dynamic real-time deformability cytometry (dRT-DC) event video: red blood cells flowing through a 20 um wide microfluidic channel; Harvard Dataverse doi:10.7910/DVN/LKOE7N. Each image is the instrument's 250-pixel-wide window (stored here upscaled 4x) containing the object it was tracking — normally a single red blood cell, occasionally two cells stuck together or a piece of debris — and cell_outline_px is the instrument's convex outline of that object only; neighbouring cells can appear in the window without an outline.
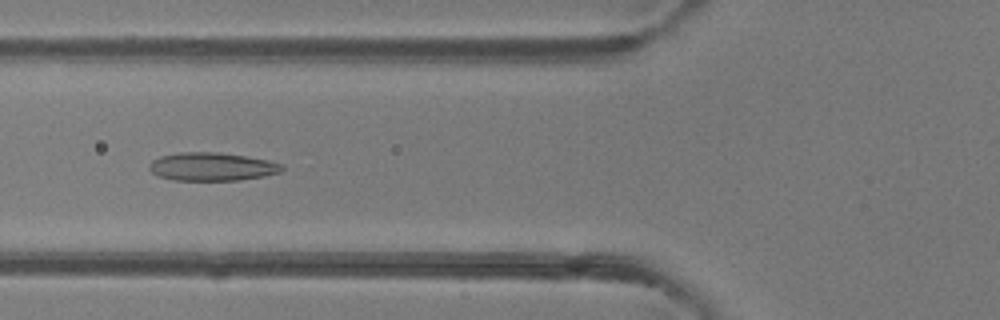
{"species": "common noctule bat (a hibernating species)", "species_latin": "Nyctalus noctula", "temperature_condition": "room temperature", "stored_images_in_passage": 48, "camera_frame_rate_fps": 3000, "um_per_image_px": 0.085, "animal": {"sex": "female"}, "frame": {"image": 1, "passage_image": 19, "time_ms": 6.0, "image_size_px": [1000, 320], "cell_outline_px": [[284, 168], [280, 172], [264, 176], [240, 180], [172, 180], [160, 176], [152, 172], [148, 168], [148, 164], [152, 160], [160, 156], [180, 152], [220, 152], [268, 160], [284, 164]], "centroid_in_image_um": [18.01, 14.16], "position_along_channel_um": 107.8, "area_um2": 21.91}}
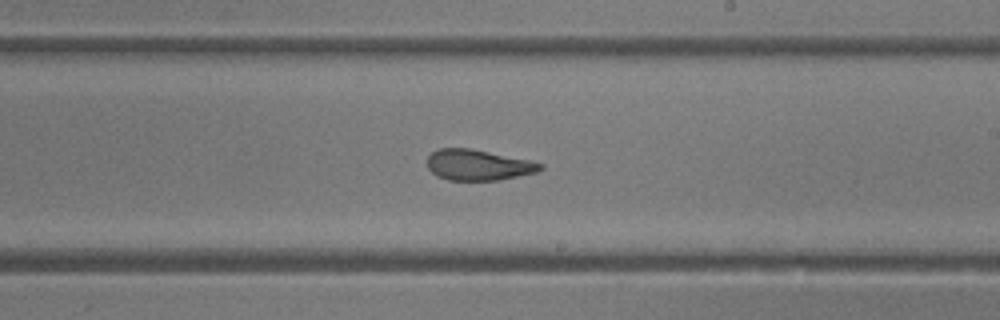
{"frame": {"image": 2, "passage_image": 29, "time_ms": 9.333, "image_size_px": [1000, 320], "cell_outline_px": [[544, 168], [536, 172], [496, 180], [448, 180], [436, 176], [428, 168], [428, 156], [432, 152], [440, 148], [472, 148], [528, 160], [544, 164]], "centroid_in_image_um": [40.62, 14.02], "position_along_channel_um": 248.4, "area_um2": 20.11}}
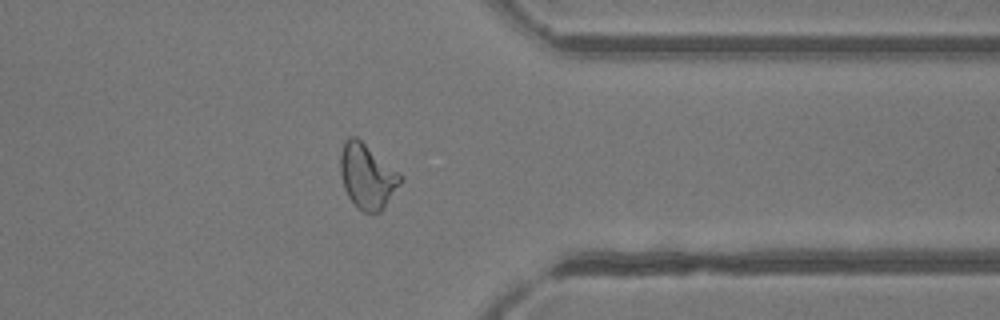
{"frame": {"image": 3, "passage_image": 39, "time_ms": 12.667, "image_size_px": [1000, 320], "cell_outline_px": [[404, 180], [384, 208], [380, 212], [364, 212], [348, 196], [344, 188], [340, 172], [340, 152], [344, 140], [348, 136], [356, 136], [400, 172], [404, 176]], "centroid_in_image_um": [31.24, 14.95], "position_along_channel_um": 380.2, "area_um2": 22.89}}